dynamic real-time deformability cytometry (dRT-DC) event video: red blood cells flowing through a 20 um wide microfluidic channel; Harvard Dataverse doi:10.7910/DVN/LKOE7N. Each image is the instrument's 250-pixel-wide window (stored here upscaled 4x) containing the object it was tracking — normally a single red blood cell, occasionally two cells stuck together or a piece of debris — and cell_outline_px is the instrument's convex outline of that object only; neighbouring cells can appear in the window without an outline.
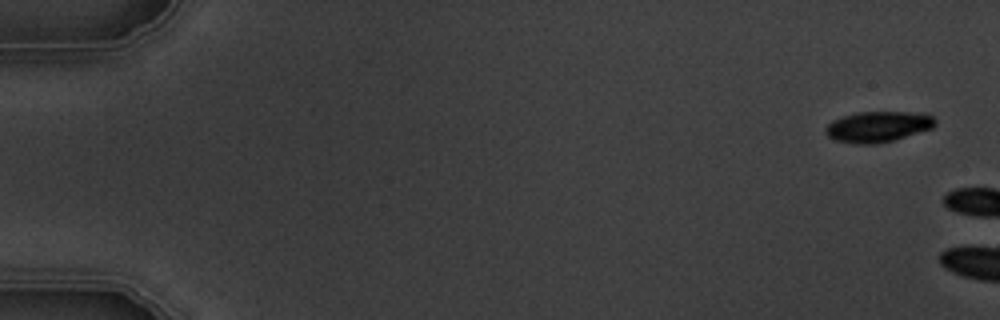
{"species": "common noctule bat (a hibernating species)", "species_latin": "Nyctalus noctula", "temperature_condition": "warm", "stored_images_in_passage": 2, "camera_frame_rate_fps": 3000, "um_per_image_px": 0.085, "animal": {"sex": "male", "body_mass_g": 19.5, "forearm_length_mm": 54.6}, "frame": {"image": 1, "passage_image": 1, "time_ms": 0.0, "image_size_px": [1000, 320], "cell_outline_px": [[936, 124], [932, 128], [892, 140], [876, 144], [856, 144], [836, 140], [828, 136], [824, 132], [824, 128], [832, 120], [856, 112], [912, 112], [932, 116], [936, 120]], "centroid_in_image_um": [74.59, 10.76], "position_along_channel_um": 10.4, "area_um2": 19.48}}